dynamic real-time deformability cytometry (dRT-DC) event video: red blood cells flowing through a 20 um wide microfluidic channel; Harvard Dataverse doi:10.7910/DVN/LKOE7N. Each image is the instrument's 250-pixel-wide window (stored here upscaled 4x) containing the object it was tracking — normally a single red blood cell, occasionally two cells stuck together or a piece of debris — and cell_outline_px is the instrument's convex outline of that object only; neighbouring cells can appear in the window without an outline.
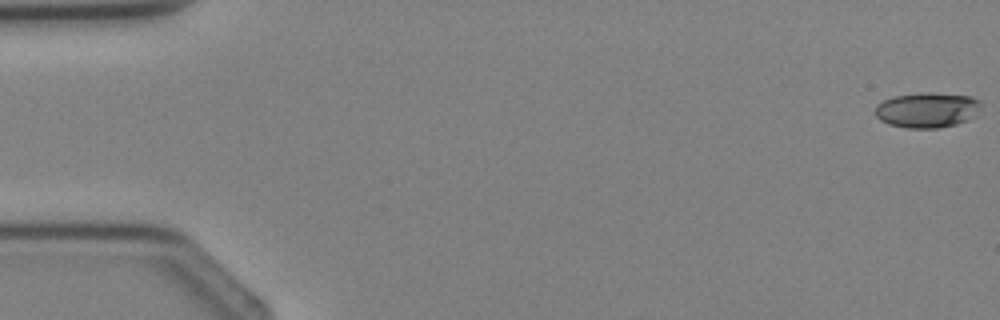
{"species": "Egyptian fruit bat (a non-hibernating species)", "species_latin": "Rousettus aegyptiacus", "temperature_condition": "cold", "stored_images_in_passage": 3, "camera_frame_rate_fps": 3000, "um_per_image_px": 0.085, "animal": {"sex": "female"}, "frame": {"image": 1, "passage_image": 1, "time_ms": 0.0, "image_size_px": [1000, 320], "cell_outline_px": [[980, 108], [976, 116], [968, 120], [956, 124], [940, 128], [908, 128], [888, 124], [880, 120], [876, 116], [876, 104], [892, 96], [928, 92], [972, 96], [980, 100]], "centroid_in_image_um": [78.83, 9.35], "position_along_channel_um": 6.2, "area_um2": 21.91}}